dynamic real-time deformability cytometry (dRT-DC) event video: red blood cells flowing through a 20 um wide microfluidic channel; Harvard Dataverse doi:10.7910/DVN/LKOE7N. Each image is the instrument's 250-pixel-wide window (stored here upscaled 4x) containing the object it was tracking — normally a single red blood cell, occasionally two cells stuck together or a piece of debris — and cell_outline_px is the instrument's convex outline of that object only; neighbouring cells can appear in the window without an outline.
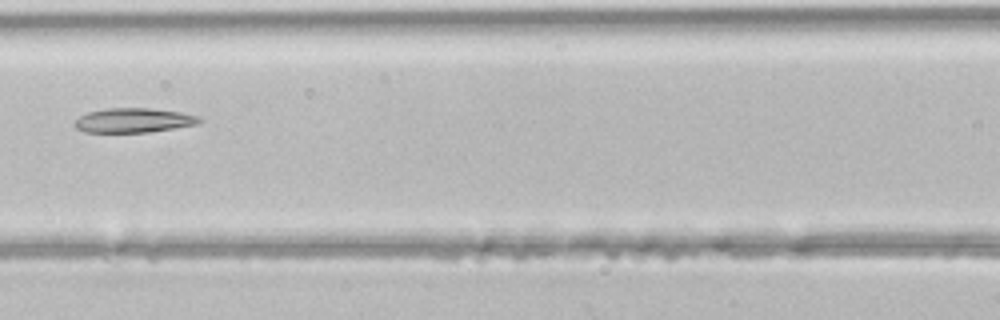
{"species": "common noctule bat (a hibernating species)", "species_latin": "Nyctalus noctula", "temperature_condition": "room temperature", "stored_images_in_passage": 17, "camera_frame_rate_fps": 3000, "um_per_image_px": 0.085, "animal": {"sex": "male", "body_mass_g": 21.5, "forearm_length_mm": 52.0}, "frame": {"image": 1, "passage_image": 10, "time_ms": 3.0, "image_size_px": [1000, 320], "cell_outline_px": [[204, 120], [196, 124], [148, 132], [84, 132], [76, 128], [76, 120], [80, 116], [88, 112], [108, 108], [148, 108], [180, 112], [200, 116]], "centroid_in_image_um": [11.38, 10.22], "position_along_channel_um": 155.2, "area_um2": 17.57}}
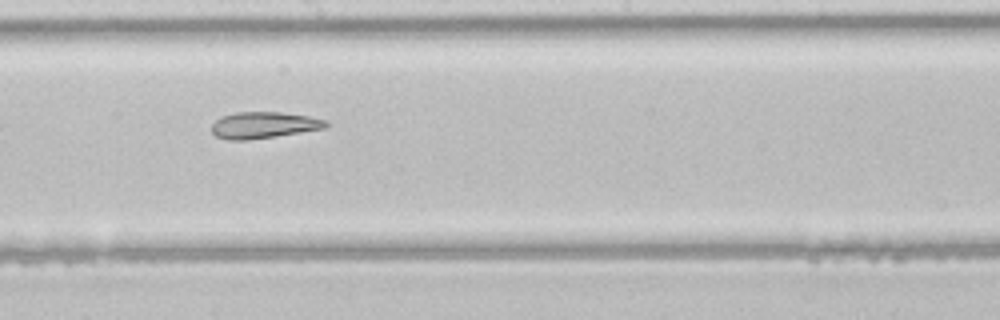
{"frame": {"image": 2, "passage_image": 15, "time_ms": 4.667, "image_size_px": [1000, 320], "cell_outline_px": [[328, 124], [324, 128], [300, 132], [248, 140], [228, 140], [216, 136], [212, 132], [212, 124], [220, 116], [236, 112], [280, 112], [312, 116], [324, 120]], "centroid_in_image_um": [22.38, 10.62], "position_along_channel_um": 225.8, "area_um2": 17.51}}